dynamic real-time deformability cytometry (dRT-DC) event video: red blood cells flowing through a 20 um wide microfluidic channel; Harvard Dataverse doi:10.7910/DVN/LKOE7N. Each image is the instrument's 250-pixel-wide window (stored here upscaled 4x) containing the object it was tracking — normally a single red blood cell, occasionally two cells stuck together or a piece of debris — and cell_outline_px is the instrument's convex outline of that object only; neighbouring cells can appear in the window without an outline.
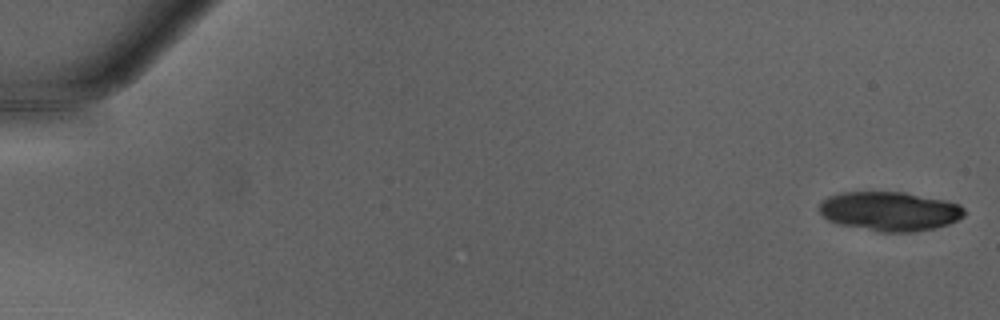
{"species": "Egyptian fruit bat (a non-hibernating species)", "species_latin": "Rousettus aegyptiacus", "temperature_condition": "warm", "stored_images_in_passage": 46, "camera_frame_rate_fps": 3000, "um_per_image_px": 0.085, "animal": {"sex": "male"}, "frame": {"image": 1, "passage_image": 1, "time_ms": 0.0, "image_size_px": [1000, 320], "cell_outline_px": [[964, 216], [948, 224], [932, 228], [912, 232], [880, 232], [840, 224], [828, 220], [820, 212], [820, 200], [828, 196], [844, 192], [904, 192], [944, 200], [960, 204], [964, 208]], "centroid_in_image_um": [75.61, 17.95], "position_along_channel_um": 9.4, "area_um2": 33.0}}
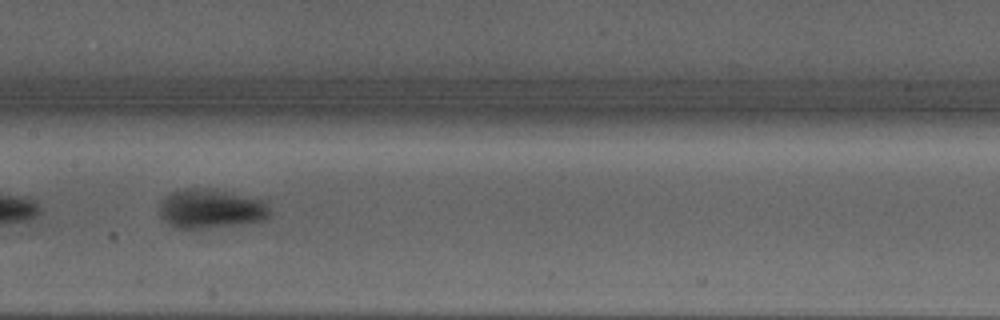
{"frame": {"image": 2, "passage_image": 26, "time_ms": 8.333, "image_size_px": [1000, 320], "cell_outline_px": [[272, 212], [268, 220], [240, 224], [208, 228], [176, 228], [168, 224], [164, 220], [160, 212], [160, 200], [164, 196], [172, 192], [184, 188], [196, 188], [224, 192], [268, 200]], "centroid_in_image_um": [17.98, 17.76], "position_along_channel_um": 189.4, "area_um2": 25.43}}
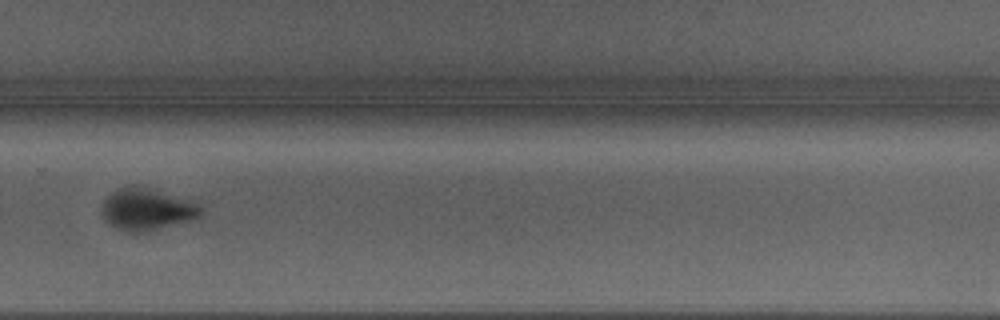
{"frame": {"image": 3, "passage_image": 35, "time_ms": 11.333, "image_size_px": [1000, 320], "cell_outline_px": [[204, 212], [200, 216], [192, 220], [156, 228], [132, 232], [128, 232], [116, 228], [104, 216], [100, 208], [100, 204], [104, 196], [116, 188], [128, 184], [140, 184], [196, 204]], "centroid_in_image_um": [12.38, 17.73], "position_along_channel_um": 317.4, "area_um2": 23.93}}